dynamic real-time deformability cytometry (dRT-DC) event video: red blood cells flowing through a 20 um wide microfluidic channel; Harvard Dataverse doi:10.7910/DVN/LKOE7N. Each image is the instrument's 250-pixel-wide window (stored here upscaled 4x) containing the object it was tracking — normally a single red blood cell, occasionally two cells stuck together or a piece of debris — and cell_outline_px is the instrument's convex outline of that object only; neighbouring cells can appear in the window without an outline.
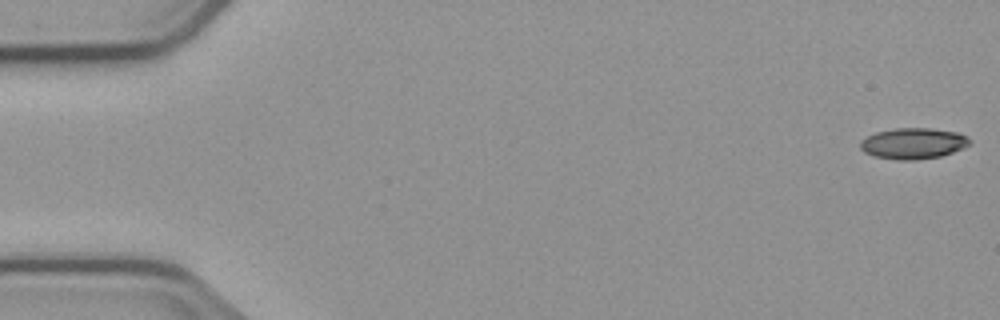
{"species": "common noctule bat (a hibernating species)", "species_latin": "Nyctalus noctula", "temperature_condition": "cold", "stored_images_in_passage": 4, "camera_frame_rate_fps": 3000, "um_per_image_px": 0.085, "animal": {"sex": "male", "body_mass_g": 23.1, "forearm_length_mm": 52.7}, "frame": {"image": 1, "passage_image": 4, "time_ms": 4.333, "image_size_px": [1000, 320], "cell_outline_px": [[972, 144], [964, 148], [940, 156], [916, 160], [896, 160], [872, 156], [864, 152], [860, 148], [860, 140], [876, 132], [896, 128], [932, 128], [960, 132], [968, 136], [972, 140]], "centroid_in_image_um": [77.66, 12.19], "position_along_channel_um": 7.3, "area_um2": 20.11}}